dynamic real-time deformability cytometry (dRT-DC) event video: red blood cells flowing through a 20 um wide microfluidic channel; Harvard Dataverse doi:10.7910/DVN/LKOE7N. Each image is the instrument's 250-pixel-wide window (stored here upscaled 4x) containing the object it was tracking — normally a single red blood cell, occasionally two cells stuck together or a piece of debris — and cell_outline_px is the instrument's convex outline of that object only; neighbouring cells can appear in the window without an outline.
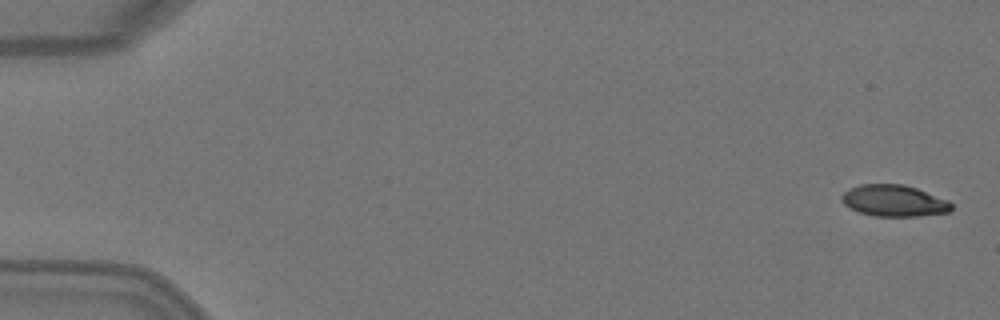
{"species": "Egyptian fruit bat (a non-hibernating species)", "species_latin": "Rousettus aegyptiacus", "temperature_condition": "warm", "stored_images_in_passage": 3, "camera_frame_rate_fps": 3000, "um_per_image_px": 0.085, "animal": {"sex": "female"}, "frame": {"image": 1, "passage_image": 1, "time_ms": 0.0, "image_size_px": [1000, 320], "cell_outline_px": [[952, 208], [948, 212], [920, 216], [876, 216], [860, 212], [844, 204], [840, 196], [848, 188], [860, 184], [904, 184], [916, 188], [948, 200], [952, 204]], "centroid_in_image_um": [75.98, 17.05], "position_along_channel_um": 9.0, "area_um2": 20.06}}